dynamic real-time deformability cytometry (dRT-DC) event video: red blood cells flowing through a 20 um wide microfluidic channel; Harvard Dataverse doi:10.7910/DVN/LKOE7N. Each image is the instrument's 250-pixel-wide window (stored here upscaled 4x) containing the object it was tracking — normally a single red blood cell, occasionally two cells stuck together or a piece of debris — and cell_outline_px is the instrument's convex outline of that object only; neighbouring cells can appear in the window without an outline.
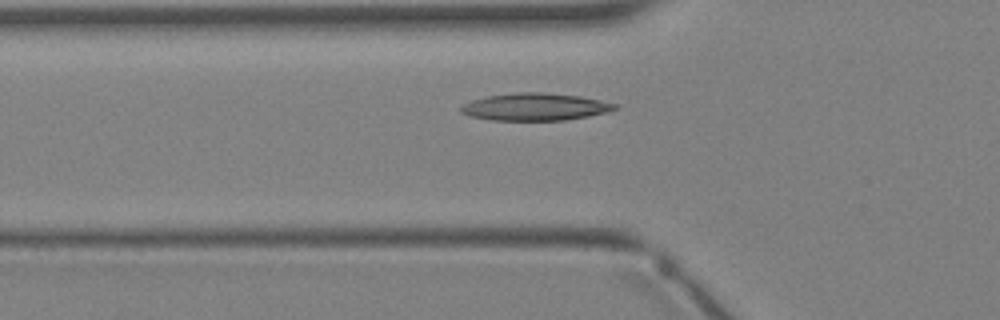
{"species": "Egyptian fruit bat (a non-hibernating species)", "species_latin": "Rousettus aegyptiacus", "temperature_condition": "warm", "stored_images_in_passage": 2, "camera_frame_rate_fps": 3000, "um_per_image_px": 0.085, "animal": {"sex": "female"}, "frame": {"image": 1, "passage_image": 2, "time_ms": 1.333, "image_size_px": [1000, 320], "cell_outline_px": [[620, 108], [608, 112], [588, 116], [564, 120], [492, 120], [472, 116], [460, 112], [460, 108], [464, 104], [472, 100], [488, 96], [516, 92], [544, 92], [580, 96], [620, 104]], "centroid_in_image_um": [45.55, 9.07], "position_along_channel_um": 80.3, "area_um2": 24.57}}